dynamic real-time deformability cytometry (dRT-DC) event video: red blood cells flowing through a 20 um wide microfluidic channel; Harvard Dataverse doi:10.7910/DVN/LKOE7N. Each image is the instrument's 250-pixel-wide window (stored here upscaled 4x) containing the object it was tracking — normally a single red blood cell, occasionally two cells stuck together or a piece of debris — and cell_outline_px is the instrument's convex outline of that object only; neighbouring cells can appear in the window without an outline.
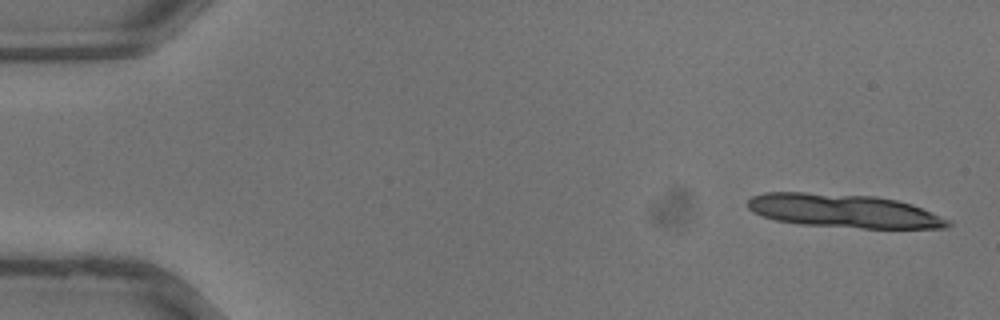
{"species": "common noctule bat (a hibernating species)", "species_latin": "Nyctalus noctula", "temperature_condition": "warm", "stored_images_in_passage": 3, "camera_frame_rate_fps": 3000, "um_per_image_px": 0.085, "animal": {"sex": "male", "body_mass_g": 13.3}, "frame": {"image": 1, "passage_image": 1, "time_ms": 0.0, "image_size_px": [1000, 320], "cell_outline_px": [[952, 224], [948, 228], [864, 228], [800, 224], [776, 220], [752, 212], [748, 208], [748, 200], [752, 196], [764, 192], [804, 192], [876, 196], [896, 200], [912, 204], [952, 220]], "centroid_in_image_um": [71.75, 17.92], "position_along_channel_um": 13.3, "area_um2": 39.25}}